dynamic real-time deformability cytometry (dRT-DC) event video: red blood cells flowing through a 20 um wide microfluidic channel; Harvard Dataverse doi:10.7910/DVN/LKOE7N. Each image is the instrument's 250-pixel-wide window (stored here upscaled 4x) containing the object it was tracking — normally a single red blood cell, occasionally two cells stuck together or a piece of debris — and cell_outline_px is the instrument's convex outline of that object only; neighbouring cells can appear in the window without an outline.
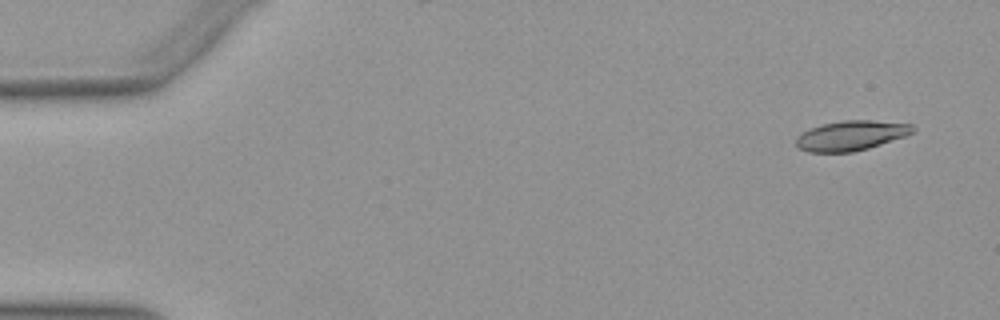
{"species": "Egyptian fruit bat (a non-hibernating species)", "species_latin": "Rousettus aegyptiacus", "temperature_condition": "warm", "stored_images_in_passage": 31, "camera_frame_rate_fps": 3000, "um_per_image_px": 0.085, "animal": {"sex": "female"}, "frame": {"image": 1, "passage_image": 1, "time_ms": 0.0, "image_size_px": [1000, 320], "cell_outline_px": [[916, 128], [912, 132], [904, 136], [868, 148], [852, 152], [808, 152], [796, 148], [796, 136], [812, 128], [824, 124], [844, 120], [872, 120], [912, 124]], "centroid_in_image_um": [72.32, 11.53], "position_along_channel_um": 12.7, "area_um2": 20.11}}